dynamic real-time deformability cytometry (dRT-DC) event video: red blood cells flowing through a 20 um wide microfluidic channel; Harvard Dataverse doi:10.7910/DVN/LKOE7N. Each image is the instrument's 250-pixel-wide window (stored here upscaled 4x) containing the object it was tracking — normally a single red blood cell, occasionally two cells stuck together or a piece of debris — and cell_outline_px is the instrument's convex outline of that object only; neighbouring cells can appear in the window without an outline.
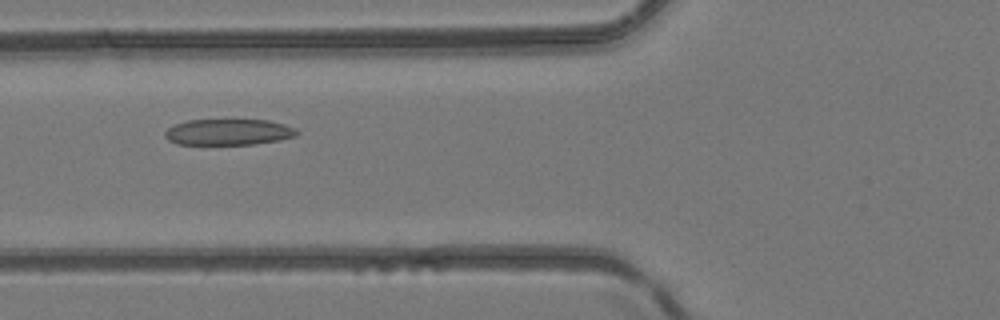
{"species": "common noctule bat (a hibernating species)", "species_latin": "Nyctalus noctula", "temperature_condition": "room temperature", "stored_images_in_passage": 2, "camera_frame_rate_fps": 3000, "um_per_image_px": 0.085, "animal": {"sex": "female", "body_mass_g": 24.6, "forearm_length_mm": 56.2}, "frame": {"image": 1, "passage_image": 2, "time_ms": 1.0, "image_size_px": [1000, 320], "cell_outline_px": [[300, 132], [296, 136], [280, 140], [252, 144], [176, 144], [168, 140], [164, 136], [164, 132], [172, 124], [188, 120], [268, 120], [284, 124], [296, 128]], "centroid_in_image_um": [19.41, 11.22], "position_along_channel_um": 106.4, "area_um2": 20.17}}